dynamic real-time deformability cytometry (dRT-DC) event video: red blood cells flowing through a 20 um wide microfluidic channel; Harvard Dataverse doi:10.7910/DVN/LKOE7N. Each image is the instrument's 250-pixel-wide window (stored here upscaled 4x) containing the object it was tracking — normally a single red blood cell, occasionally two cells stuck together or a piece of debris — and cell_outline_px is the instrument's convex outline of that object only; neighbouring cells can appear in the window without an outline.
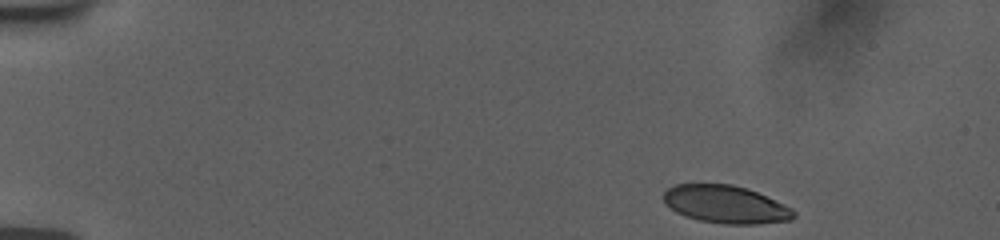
{"species": "human", "species_latin": "Homo sapiens", "temperature_condition": "room temperature", "stored_images_in_passage": 8, "camera_frame_rate_fps": 3000, "um_per_image_px": 0.085, "donor": {"sex": "female"}, "frame": {"image": 1, "passage_image": 1, "time_ms": 0.0, "image_size_px": [1000, 240], "cell_outline_px": [[796, 216], [792, 220], [760, 224], [724, 224], [700, 220], [684, 216], [676, 212], [664, 204], [664, 192], [668, 188], [676, 184], [732, 184], [748, 188], [784, 204], [792, 208], [796, 212]], "centroid_in_image_um": [61.7, 17.38], "position_along_channel_um": 23.3, "area_um2": 28.84}}
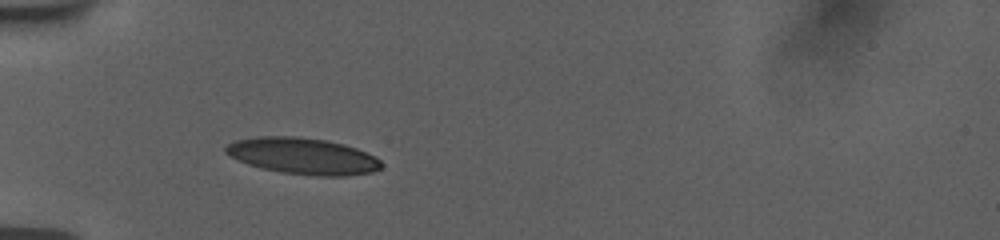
{"frame": {"image": 2, "passage_image": 7, "time_ms": 3.667, "image_size_px": [1000, 240], "cell_outline_px": [[384, 164], [380, 168], [372, 172], [344, 176], [316, 176], [280, 172], [260, 168], [248, 164], [224, 152], [224, 148], [228, 144], [236, 140], [260, 136], [292, 136], [324, 140], [344, 144], [356, 148], [376, 156]], "centroid_in_image_um": [25.77, 13.27], "position_along_channel_um": 59.2, "area_um2": 32.95}}